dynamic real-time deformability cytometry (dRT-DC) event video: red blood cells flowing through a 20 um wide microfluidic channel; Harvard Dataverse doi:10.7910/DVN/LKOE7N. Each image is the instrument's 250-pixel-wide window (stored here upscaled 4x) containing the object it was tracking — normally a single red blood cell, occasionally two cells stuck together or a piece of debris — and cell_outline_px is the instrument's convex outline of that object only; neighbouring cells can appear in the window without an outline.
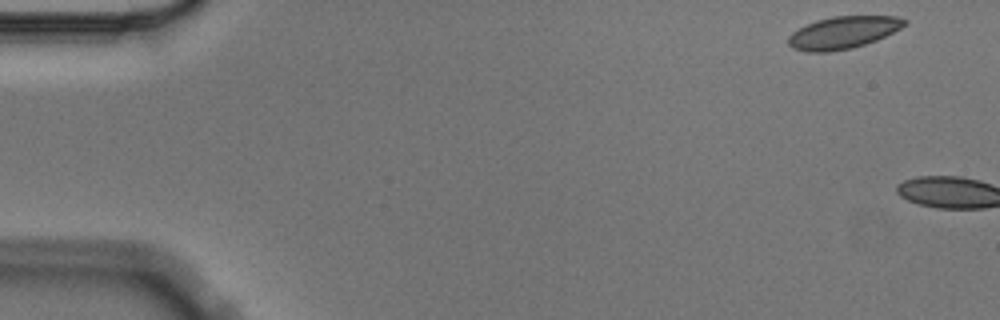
{"species": "Egyptian fruit bat (a non-hibernating species)", "species_latin": "Rousettus aegyptiacus", "temperature_condition": "cold", "stored_images_in_passage": 6, "camera_frame_rate_fps": 3000, "um_per_image_px": 0.085, "animal": {"sex": "male"}, "frame": {"image": 1, "passage_image": 1, "time_ms": 0.0, "image_size_px": [1000, 320], "cell_outline_px": [[908, 24], [876, 40], [852, 48], [828, 52], [808, 52], [792, 48], [788, 44], [788, 36], [792, 32], [816, 20], [832, 16], [896, 16], [908, 20]], "centroid_in_image_um": [71.66, 2.76], "position_along_channel_um": 13.3, "area_um2": 21.79}}
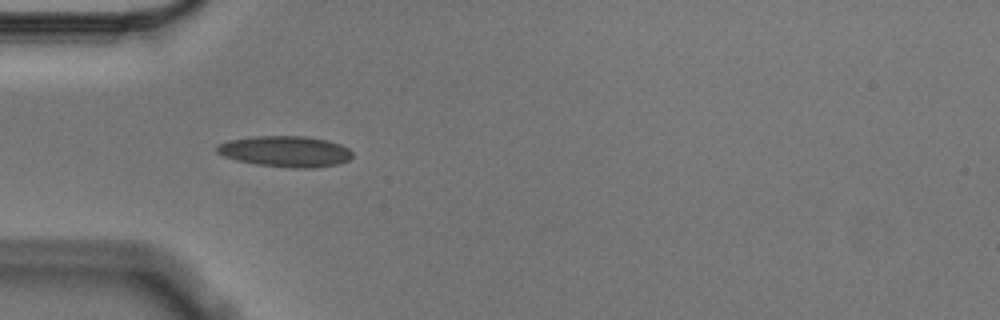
{"frame": {"image": 2, "passage_image": 5, "time_ms": 1.333, "image_size_px": [1000, 320], "cell_outline_px": [[352, 156], [348, 160], [340, 164], [312, 168], [292, 168], [256, 164], [236, 160], [224, 156], [216, 152], [216, 144], [228, 140], [256, 136], [304, 136], [328, 140], [340, 144], [348, 148], [352, 152]], "centroid_in_image_um": [24.26, 12.87], "position_along_channel_um": 60.7, "area_um2": 24.57}}
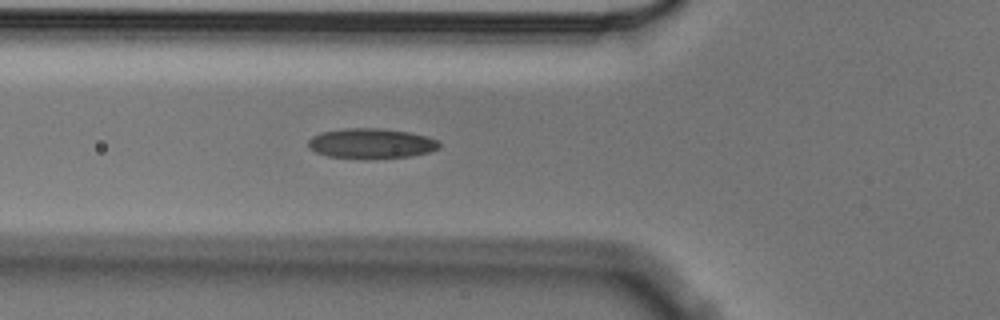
{"frame": {"image": 3, "passage_image": 6, "time_ms": 1.667, "image_size_px": [1000, 320], "cell_outline_px": [[440, 148], [428, 152], [408, 156], [364, 160], [328, 156], [316, 152], [308, 148], [308, 140], [312, 136], [320, 132], [348, 128], [380, 128], [408, 132], [428, 136], [436, 140], [440, 144]], "centroid_in_image_um": [31.52, 12.2], "position_along_channel_um": 94.3, "area_um2": 23.24}}